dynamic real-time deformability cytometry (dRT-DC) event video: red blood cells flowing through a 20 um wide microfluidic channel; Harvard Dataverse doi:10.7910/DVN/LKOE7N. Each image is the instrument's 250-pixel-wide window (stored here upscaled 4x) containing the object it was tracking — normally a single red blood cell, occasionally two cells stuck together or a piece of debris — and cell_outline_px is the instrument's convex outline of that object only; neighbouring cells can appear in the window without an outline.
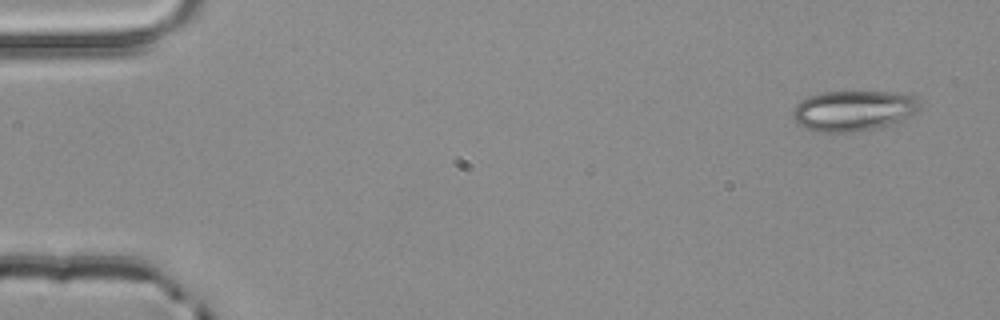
{"species": "common noctule bat (a hibernating species)", "species_latin": "Nyctalus noctula", "temperature_condition": "room temperature", "stored_images_in_passage": 4, "camera_frame_rate_fps": 3000, "um_per_image_px": 0.085, "animal": {"sex": "male", "body_mass_g": 20.4}, "frame": {"image": 1, "passage_image": 1, "time_ms": 0.0, "image_size_px": [1000, 320], "cell_outline_px": [[920, 108], [916, 112], [904, 120], [896, 124], [876, 128], [852, 132], [820, 132], [796, 124], [792, 116], [792, 112], [796, 104], [800, 100], [808, 96], [824, 92], [908, 92], [916, 96], [920, 104]], "centroid_in_image_um": [72.59, 9.4], "position_along_channel_um": 12.4, "area_um2": 30.46}}